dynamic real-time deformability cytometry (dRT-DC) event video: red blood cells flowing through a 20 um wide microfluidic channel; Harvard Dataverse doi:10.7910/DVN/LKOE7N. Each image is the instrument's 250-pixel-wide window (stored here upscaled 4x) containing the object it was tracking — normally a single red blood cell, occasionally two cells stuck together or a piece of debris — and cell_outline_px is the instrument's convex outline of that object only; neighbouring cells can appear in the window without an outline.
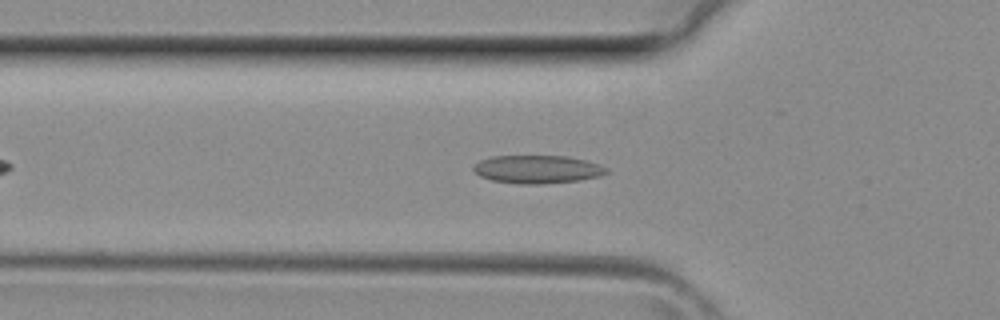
{"species": "common noctule bat (a hibernating species)", "species_latin": "Nyctalus noctula", "temperature_condition": "room temperature", "stored_images_in_passage": 31, "camera_frame_rate_fps": 3000, "um_per_image_px": 0.085, "animal": {"sex": "female", "body_mass_g": 29.2, "forearm_length_mm": 56.3}, "frame": {"image": 1, "passage_image": 7, "time_ms": 2.0, "image_size_px": [1000, 320], "cell_outline_px": [[608, 172], [600, 176], [580, 180], [544, 184], [520, 184], [492, 180], [480, 176], [472, 168], [480, 160], [492, 156], [568, 156], [588, 160], [600, 164], [608, 168]], "centroid_in_image_um": [45.72, 14.39], "position_along_channel_um": 80.1, "area_um2": 21.91}}
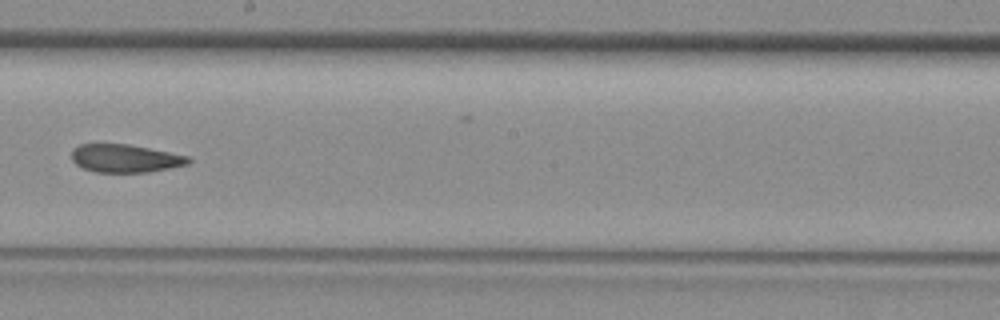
{"frame": {"image": 2, "passage_image": 16, "time_ms": 5.0, "image_size_px": [1000, 320], "cell_outline_px": [[192, 160], [188, 164], [148, 172], [96, 172], [84, 168], [76, 164], [72, 160], [72, 148], [80, 144], [128, 144], [188, 156]], "centroid_in_image_um": [10.62, 13.46], "position_along_channel_um": 237.6, "area_um2": 18.9}}
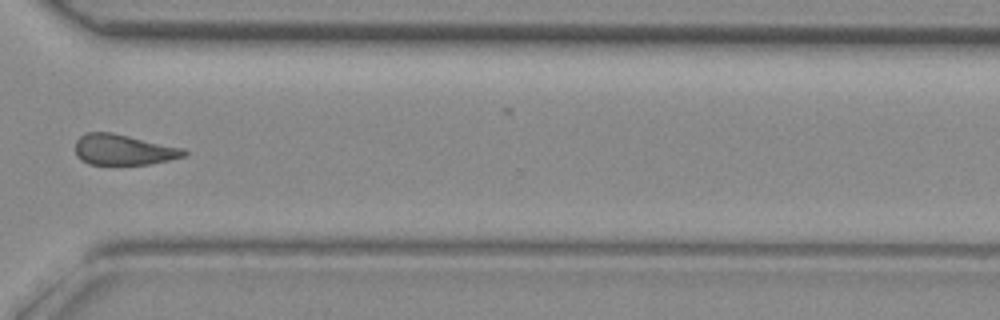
{"frame": {"image": 3, "passage_image": 23, "time_ms": 7.333, "image_size_px": [1000, 320], "cell_outline_px": [[188, 152], [184, 156], [168, 160], [148, 164], [88, 164], [80, 160], [76, 156], [76, 140], [80, 136], [88, 132], [112, 132], [184, 148]], "centroid_in_image_um": [10.48, 12.72], "position_along_channel_um": 360.1, "area_um2": 19.36}}